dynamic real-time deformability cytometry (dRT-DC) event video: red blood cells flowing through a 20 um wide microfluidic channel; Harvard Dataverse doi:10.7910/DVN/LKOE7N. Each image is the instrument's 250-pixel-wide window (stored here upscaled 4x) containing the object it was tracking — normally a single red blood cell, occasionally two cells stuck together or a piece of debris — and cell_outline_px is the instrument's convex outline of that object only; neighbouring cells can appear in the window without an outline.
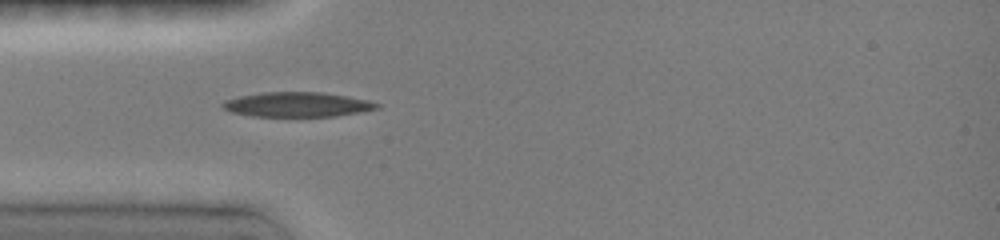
{"species": "common noctule bat (a hibernating species)", "species_latin": "Nyctalus noctula", "temperature_condition": "room temperature", "stored_images_in_passage": 75, "camera_frame_rate_fps": 3000, "um_per_image_px": 0.085, "animal": {"sex": "female", "body_mass_g": 19.0, "forearm_length_mm": 51.5}, "frame": {"image": 1, "passage_image": 24, "time_ms": 4.0, "image_size_px": [1000, 240], "cell_outline_px": [[380, 108], [360, 112], [336, 116], [252, 116], [232, 112], [220, 108], [220, 104], [224, 100], [240, 96], [264, 92], [320, 92], [368, 100], [380, 104]], "centroid_in_image_um": [25.23, 8.88], "position_along_channel_um": 59.8, "area_um2": 22.14}}
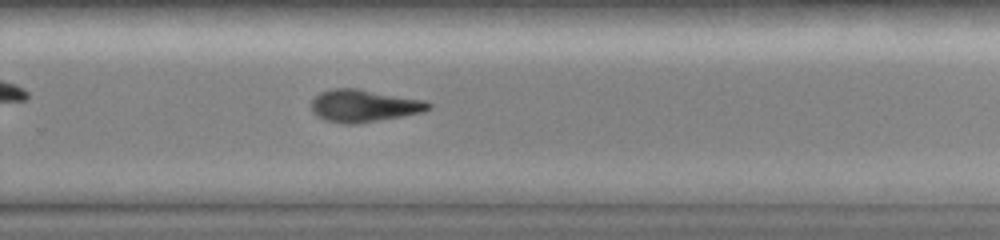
{"frame": {"image": 2, "passage_image": 50, "time_ms": 10.0, "image_size_px": [1000, 240], "cell_outline_px": [[432, 108], [424, 112], [356, 124], [344, 124], [324, 120], [316, 116], [312, 112], [312, 100], [320, 92], [332, 88], [356, 88], [424, 100], [432, 104]], "centroid_in_image_um": [30.92, 8.99], "position_along_channel_um": 298.9, "area_um2": 22.14}}
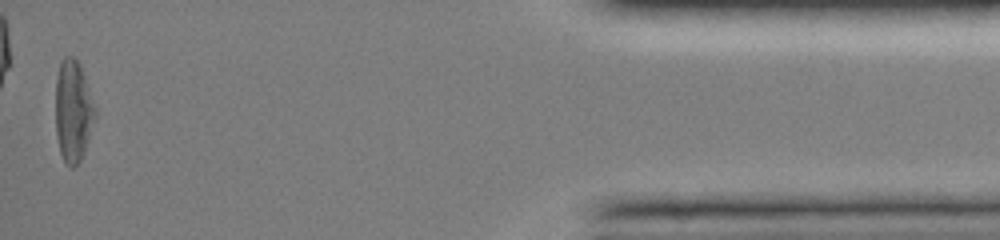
{"frame": {"image": 3, "passage_image": 73, "time_ms": 15.0, "image_size_px": [1000, 240], "cell_outline_px": [[96, 116], [84, 152], [80, 160], [72, 168], [68, 168], [64, 164], [60, 152], [56, 136], [56, 76], [60, 64], [64, 56], [72, 56], [80, 64], [96, 108]], "centroid_in_image_um": [6.21, 9.46], "position_along_channel_um": 429.0, "area_um2": 23.58}, "authors_computed_cell_mechanics": {"area_um2": 22.542, "velocity_mm_per_s": 4.0013, "shape_relaxation_time_tau1_ms": 10.346, "shape_relaxation_time_tau2_ms": null, "deformation_change_tau1": 0.2713, "deformation_change_tau2": null}}